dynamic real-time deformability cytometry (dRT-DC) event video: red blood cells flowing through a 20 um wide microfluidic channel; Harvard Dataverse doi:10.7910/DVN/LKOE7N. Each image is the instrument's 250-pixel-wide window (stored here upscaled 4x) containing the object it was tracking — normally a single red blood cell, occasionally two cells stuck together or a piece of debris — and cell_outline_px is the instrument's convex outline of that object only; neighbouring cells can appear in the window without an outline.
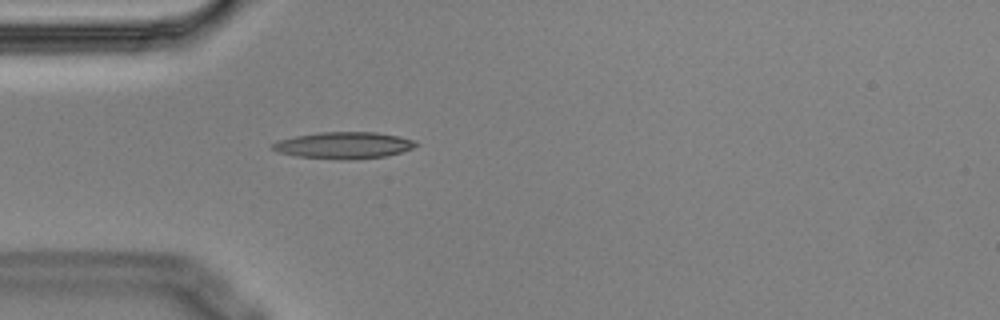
{"species": "Egyptian fruit bat (a non-hibernating species)", "species_latin": "Rousettus aegyptiacus", "temperature_condition": "cold", "stored_images_in_passage": 5, "camera_frame_rate_fps": 3000, "um_per_image_px": 0.085, "animal": {"sex": "male"}, "frame": {"image": 1, "passage_image": 5, "time_ms": 1.333, "image_size_px": [1000, 320], "cell_outline_px": [[420, 144], [412, 148], [400, 152], [384, 156], [344, 160], [336, 160], [296, 156], [276, 152], [272, 148], [272, 144], [276, 140], [296, 136], [320, 132], [376, 132], [400, 136], [416, 140]], "centroid_in_image_um": [29.21, 12.35], "position_along_channel_um": 55.8, "area_um2": 22.43}}